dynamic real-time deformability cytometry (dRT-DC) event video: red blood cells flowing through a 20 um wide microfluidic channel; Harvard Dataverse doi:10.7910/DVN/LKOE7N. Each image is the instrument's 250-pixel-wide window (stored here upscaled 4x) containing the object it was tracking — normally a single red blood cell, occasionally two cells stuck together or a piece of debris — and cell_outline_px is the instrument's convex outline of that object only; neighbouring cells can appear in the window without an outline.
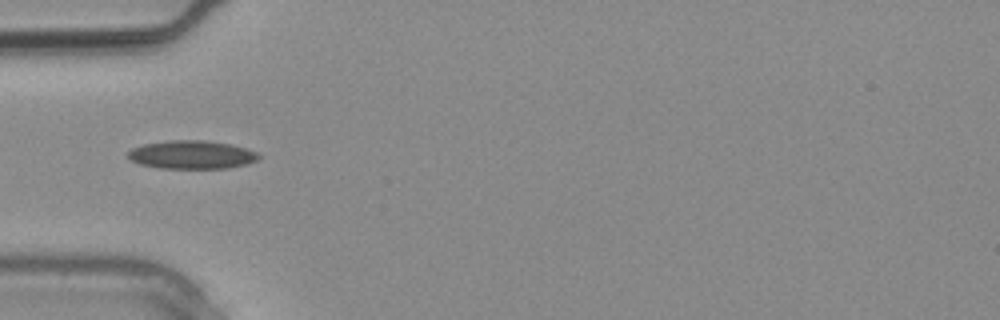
{"species": "common noctule bat (a hibernating species)", "species_latin": "Nyctalus noctula", "temperature_condition": "warm", "stored_images_in_passage": 3, "camera_frame_rate_fps": 3000, "um_per_image_px": 0.085, "animal": {"sex": "male", "body_mass_g": 20.4}, "frame": {"image": 1, "passage_image": 3, "time_ms": 0.667, "image_size_px": [1000, 320], "cell_outline_px": [[260, 156], [256, 160], [248, 164], [228, 168], [160, 168], [140, 164], [132, 160], [128, 156], [128, 152], [132, 148], [144, 144], [172, 140], [204, 140], [232, 144], [256, 152]], "centroid_in_image_um": [16.31, 13.15], "position_along_channel_um": 68.7, "area_um2": 21.44}}